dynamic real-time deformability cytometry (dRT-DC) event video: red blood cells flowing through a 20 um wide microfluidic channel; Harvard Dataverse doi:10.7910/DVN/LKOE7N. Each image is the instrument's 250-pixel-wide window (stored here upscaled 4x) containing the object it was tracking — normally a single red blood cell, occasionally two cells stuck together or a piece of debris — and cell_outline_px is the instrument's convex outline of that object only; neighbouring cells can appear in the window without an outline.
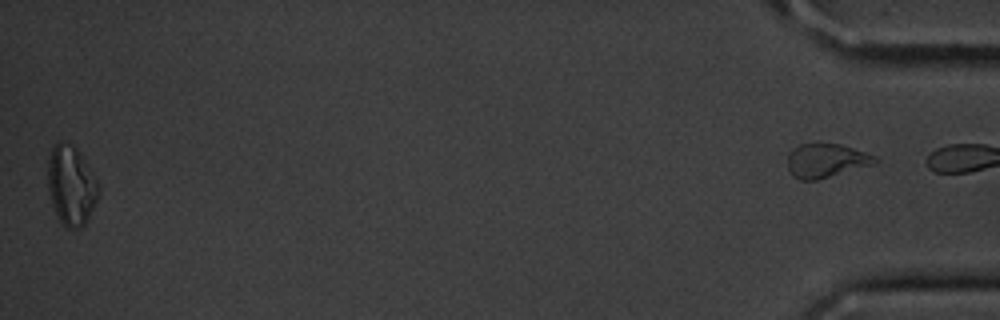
{"species": "common noctule bat (a hibernating species)", "species_latin": "Nyctalus noctula", "temperature_condition": "cold", "stored_images_in_passage": 41, "segment_of_instrument_passage": [2, 2], "camera_frame_rate_fps": 3000, "um_per_image_px": 0.085, "animal": {"sex": "male", "body_mass_g": 20.1, "forearm_length_mm": 53.5}, "frame": {"image": 1, "passage_image": 41, "time_ms": 13.333, "image_size_px": [1000, 320], "cell_outline_px": [[880, 160], [876, 164], [816, 180], [800, 180], [792, 176], [788, 168], [788, 152], [792, 148], [800, 144], [820, 140], [840, 144], [864, 152]], "centroid_in_image_um": [70.18, 13.61], "position_along_channel_um": 365.0, "area_um2": 17.8}}